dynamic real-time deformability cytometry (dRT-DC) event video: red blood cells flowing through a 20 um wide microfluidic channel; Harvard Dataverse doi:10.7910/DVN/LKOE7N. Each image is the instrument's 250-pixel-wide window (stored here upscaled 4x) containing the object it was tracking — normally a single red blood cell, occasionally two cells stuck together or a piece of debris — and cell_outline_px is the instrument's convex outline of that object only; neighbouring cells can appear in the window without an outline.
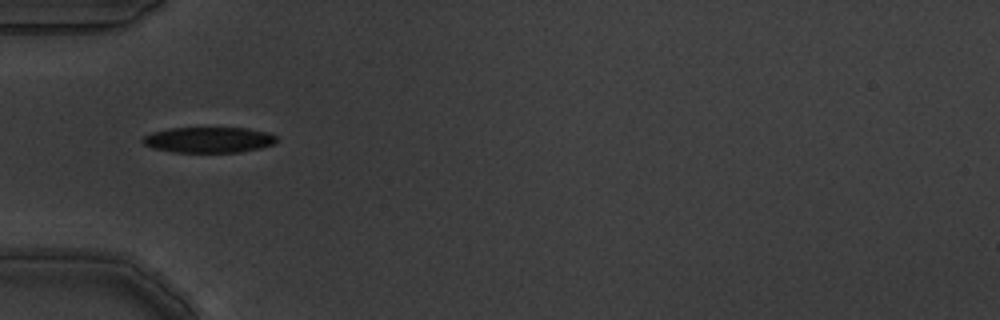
{"species": "common noctule bat (a hibernating species)", "species_latin": "Nyctalus noctula", "temperature_condition": "warm", "stored_images_in_passage": 9, "camera_frame_rate_fps": 3000, "um_per_image_px": 0.085, "animal": {"sex": "male", "body_mass_g": 19.5, "forearm_length_mm": 54.6}, "frame": {"image": 1, "passage_image": 1, "time_ms": 0.0, "image_size_px": [1000, 320], "cell_outline_px": [[276, 140], [272, 144], [260, 148], [240, 152], [172, 152], [152, 148], [144, 144], [140, 140], [144, 136], [152, 132], [168, 128], [248, 128], [268, 132], [276, 136]], "centroid_in_image_um": [17.7, 11.88], "position_along_channel_um": 67.3, "area_um2": 20.06}}
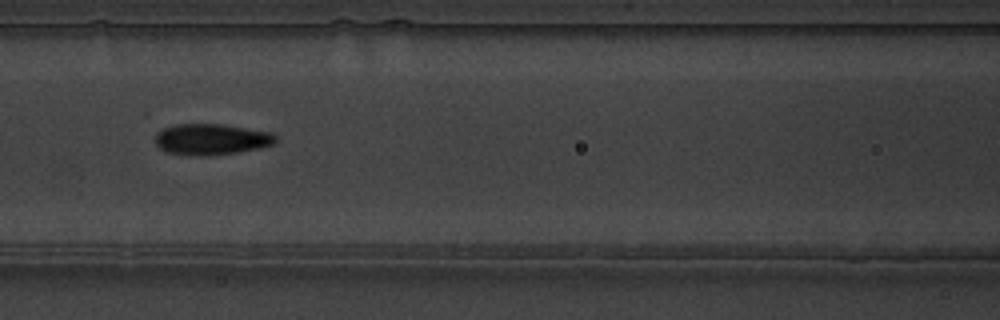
{"frame": {"image": 2, "passage_image": 3, "time_ms": 0.667, "image_size_px": [1000, 320], "cell_outline_px": [[276, 140], [272, 144], [260, 148], [236, 152], [208, 156], [200, 156], [164, 152], [156, 144], [156, 132], [164, 128], [176, 124], [224, 124], [272, 132], [276, 136]], "centroid_in_image_um": [17.96, 11.83], "position_along_channel_um": 148.6, "area_um2": 21.85}}
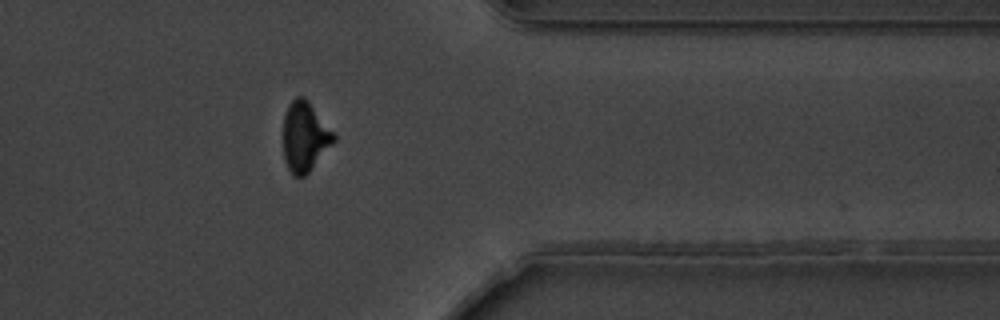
{"frame": {"image": 3, "passage_image": 9, "time_ms": 2.667, "image_size_px": [1000, 320], "cell_outline_px": [[336, 140], [308, 172], [304, 176], [292, 176], [284, 160], [284, 116], [288, 104], [296, 96], [304, 96], [308, 100], [336, 132]], "centroid_in_image_um": [25.93, 11.58], "position_along_channel_um": 385.5, "area_um2": 20.75}}